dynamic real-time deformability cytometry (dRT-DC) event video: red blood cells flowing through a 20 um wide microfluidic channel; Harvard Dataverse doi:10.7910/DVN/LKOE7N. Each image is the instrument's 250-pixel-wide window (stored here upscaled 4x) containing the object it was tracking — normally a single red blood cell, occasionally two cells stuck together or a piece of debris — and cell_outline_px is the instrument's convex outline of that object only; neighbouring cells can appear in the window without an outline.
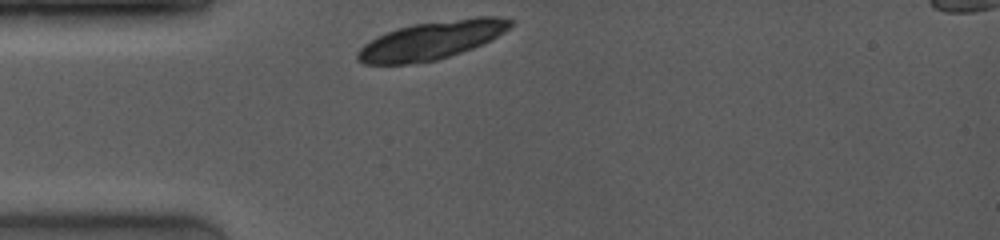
{"species": "common noctule bat (a hibernating species)", "species_latin": "Nyctalus noctula", "temperature_condition": "room temperature", "stored_images_in_passage": 2, "camera_frame_rate_fps": 4000, "um_per_image_px": 0.085, "animal": {"sex": "female", "body_mass_g": 19.0, "forearm_length_mm": 53.3}, "frame": {"image": 1, "passage_image": 1, "time_ms": 0.0, "image_size_px": [1000, 240], "cell_outline_px": [[512, 24], [504, 32], [472, 48], [436, 60], [408, 64], [364, 64], [356, 60], [356, 52], [364, 44], [376, 36], [412, 24], [476, 16], [496, 16], [512, 20]], "centroid_in_image_um": [36.63, 3.42], "position_along_channel_um": 48.4, "area_um2": 33.7}}